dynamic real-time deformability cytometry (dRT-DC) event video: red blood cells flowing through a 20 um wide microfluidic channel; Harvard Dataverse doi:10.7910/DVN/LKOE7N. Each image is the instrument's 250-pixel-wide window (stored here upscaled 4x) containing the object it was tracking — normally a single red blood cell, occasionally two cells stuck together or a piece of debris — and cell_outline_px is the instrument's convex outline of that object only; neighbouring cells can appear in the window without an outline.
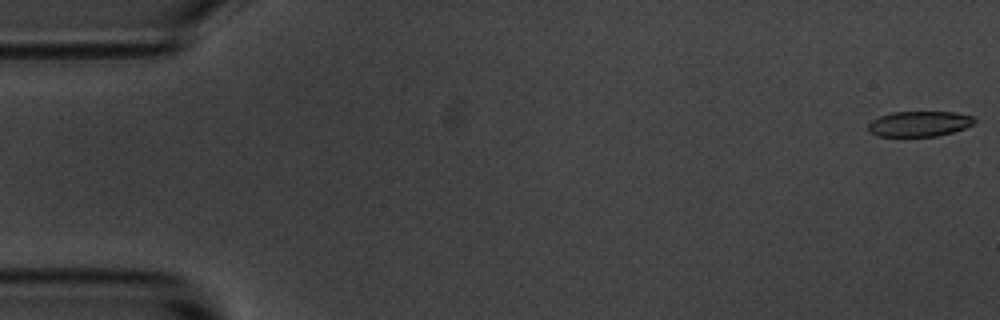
{"species": "common noctule bat (a hibernating species)", "species_latin": "Nyctalus noctula", "temperature_condition": "room temperature", "stored_images_in_passage": 56, "camera_frame_rate_fps": 3000, "um_per_image_px": 0.085, "animal": {"sex": "male", "body_mass_g": 20.1, "forearm_length_mm": 53.5}, "frame": {"image": 1, "passage_image": 1, "time_ms": 0.0, "image_size_px": [1000, 320], "cell_outline_px": [[976, 120], [972, 124], [964, 128], [952, 132], [936, 136], [880, 136], [872, 132], [868, 128], [868, 124], [872, 120], [880, 116], [892, 112], [956, 112], [972, 116]], "centroid_in_image_um": [78.15, 10.51], "position_along_channel_um": 6.8, "area_um2": 15.49}}
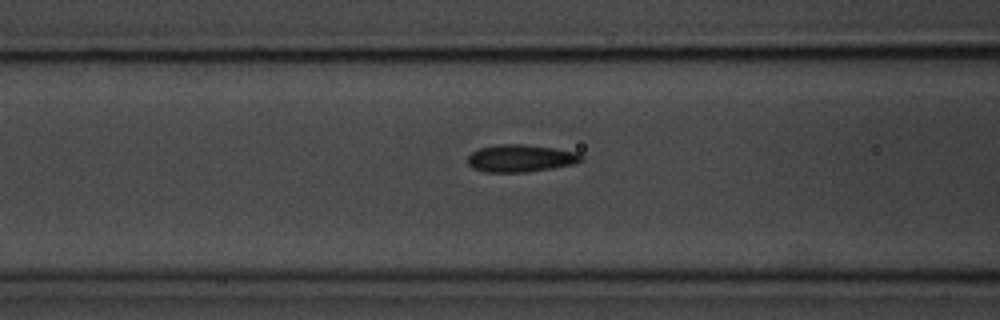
{"frame": {"image": 2, "passage_image": 22, "time_ms": 7.0, "image_size_px": [1000, 320], "cell_outline_px": [[584, 160], [572, 164], [552, 168], [524, 172], [484, 172], [472, 168], [468, 164], [468, 156], [472, 152], [480, 148], [500, 144], [524, 144], [580, 152], [584, 156]], "centroid_in_image_um": [44.27, 13.45], "position_along_channel_um": 122.3, "area_um2": 18.15}}
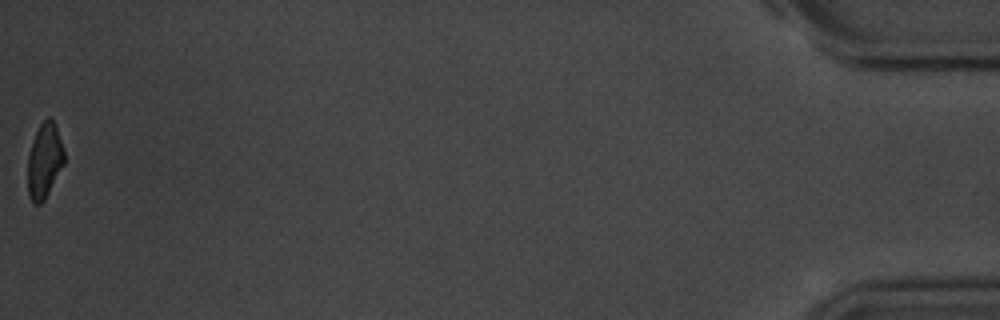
{"frame": {"image": 3, "passage_image": 56, "time_ms": 18.333, "image_size_px": [1000, 320], "cell_outline_px": [[64, 164], [44, 200], [40, 204], [32, 204], [28, 196], [28, 156], [36, 132], [40, 124], [48, 116], [52, 120], [56, 128], [64, 152]], "centroid_in_image_um": [3.76, 13.71], "position_along_channel_um": 431.4, "area_um2": 15.66}, "authors_computed_cell_mechanics": {"area_um2": 17.4556, "velocity_mm_per_s": 3.6013, "shape_relaxation_time_tau1_ms": 3.7549, "shape_relaxation_time_tau2_ms": 2.7209, "deformation_change_tau1": 0.1192, "deformation_change_tau2": 0.0958}}